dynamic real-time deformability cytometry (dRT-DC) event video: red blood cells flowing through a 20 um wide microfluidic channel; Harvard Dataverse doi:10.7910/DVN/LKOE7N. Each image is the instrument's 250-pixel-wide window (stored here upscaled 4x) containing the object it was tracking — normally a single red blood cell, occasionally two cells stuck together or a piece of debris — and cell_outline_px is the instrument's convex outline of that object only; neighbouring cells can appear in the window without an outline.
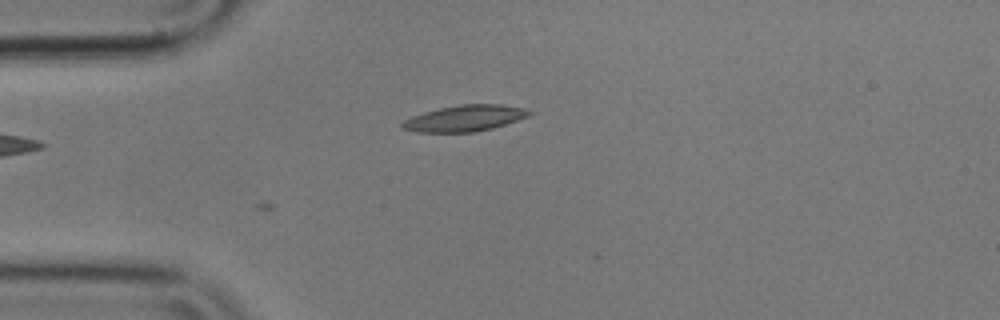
{"species": "common noctule bat (a hibernating species)", "species_latin": "Nyctalus noctula", "temperature_condition": "cold", "stored_images_in_passage": 3, "camera_frame_rate_fps": 3000, "um_per_image_px": 0.085, "animal": {"sex": "male", "body_mass_g": 17.9}, "frame": {"image": 1, "passage_image": 3, "time_ms": 0.667, "image_size_px": [1000, 320], "cell_outline_px": [[532, 112], [528, 116], [492, 128], [472, 132], [420, 132], [400, 128], [400, 124], [404, 120], [412, 116], [424, 112], [440, 108], [460, 104], [500, 104], [524, 108]], "centroid_in_image_um": [39.47, 10.05], "position_along_channel_um": 45.5, "area_um2": 19.13}}